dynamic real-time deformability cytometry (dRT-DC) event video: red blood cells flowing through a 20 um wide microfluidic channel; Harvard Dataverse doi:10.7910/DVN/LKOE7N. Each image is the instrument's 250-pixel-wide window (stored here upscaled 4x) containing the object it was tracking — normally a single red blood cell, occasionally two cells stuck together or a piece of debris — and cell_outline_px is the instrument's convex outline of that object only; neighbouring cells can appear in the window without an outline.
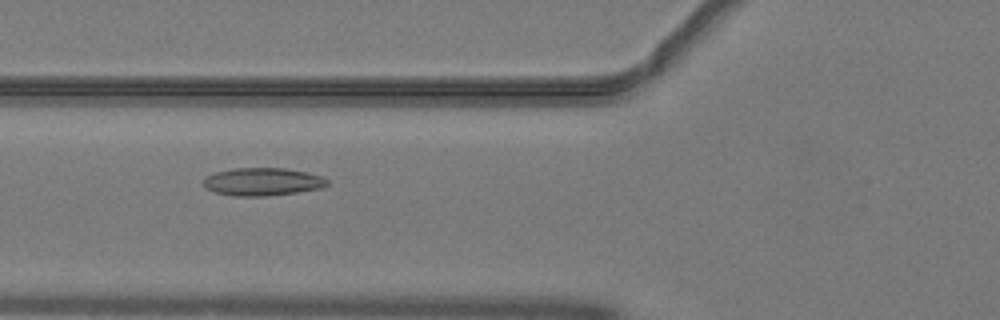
{"species": "common noctule bat (a hibernating species)", "species_latin": "Nyctalus noctula", "temperature_condition": "warm", "stored_images_in_passage": 28, "camera_frame_rate_fps": 3000, "um_per_image_px": 0.085, "animal": {"sex": "male", "body_mass_g": 19.2, "forearm_length_mm": 51.8}, "frame": {"image": 1, "passage_image": 3, "time_ms": 0.667, "image_size_px": [1000, 320], "cell_outline_px": [[328, 184], [320, 188], [296, 192], [268, 196], [236, 196], [216, 192], [204, 188], [204, 176], [216, 172], [236, 168], [284, 168], [308, 172], [320, 176], [328, 180]], "centroid_in_image_um": [22.3, 15.44], "position_along_channel_um": 103.5, "area_um2": 20.0}}
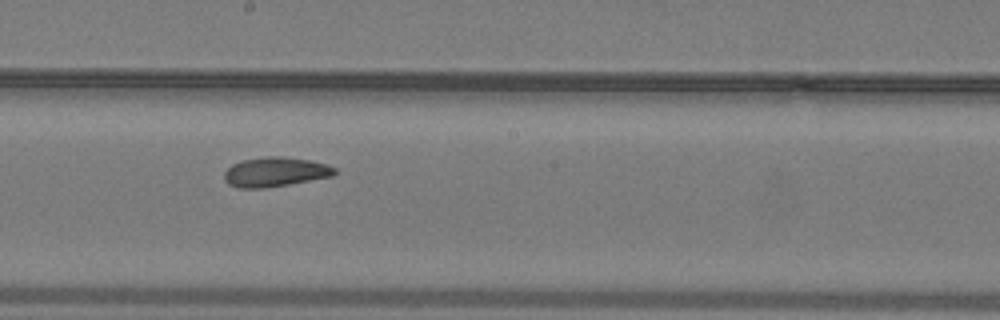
{"frame": {"image": 2, "passage_image": 12, "time_ms": 3.667, "image_size_px": [1000, 320], "cell_outline_px": [[336, 172], [332, 176], [288, 184], [264, 188], [236, 188], [228, 184], [224, 180], [224, 172], [232, 164], [244, 160], [268, 156], [276, 156], [308, 160], [328, 164], [336, 168]], "centroid_in_image_um": [23.37, 14.62], "position_along_channel_um": 224.8, "area_um2": 18.84}}
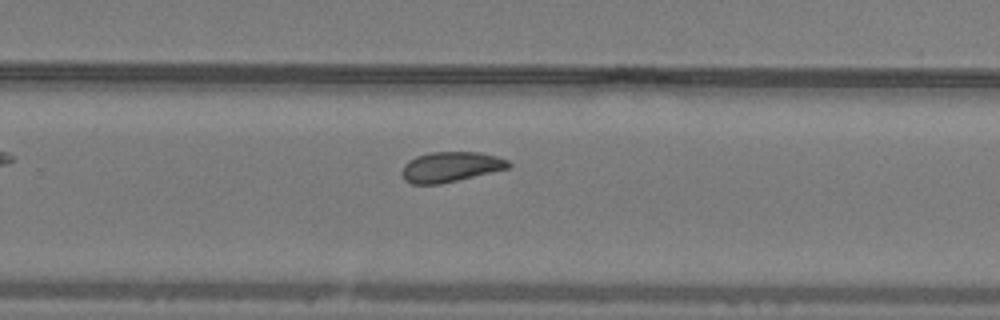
{"frame": {"image": 3, "passage_image": 17, "time_ms": 5.333, "image_size_px": [1000, 320], "cell_outline_px": [[512, 164], [508, 168], [440, 184], [412, 184], [404, 180], [400, 172], [404, 164], [408, 160], [416, 156], [432, 152], [480, 152], [496, 156], [508, 160]], "centroid_in_image_um": [38.26, 14.18], "position_along_channel_um": 291.5, "area_um2": 18.73}}